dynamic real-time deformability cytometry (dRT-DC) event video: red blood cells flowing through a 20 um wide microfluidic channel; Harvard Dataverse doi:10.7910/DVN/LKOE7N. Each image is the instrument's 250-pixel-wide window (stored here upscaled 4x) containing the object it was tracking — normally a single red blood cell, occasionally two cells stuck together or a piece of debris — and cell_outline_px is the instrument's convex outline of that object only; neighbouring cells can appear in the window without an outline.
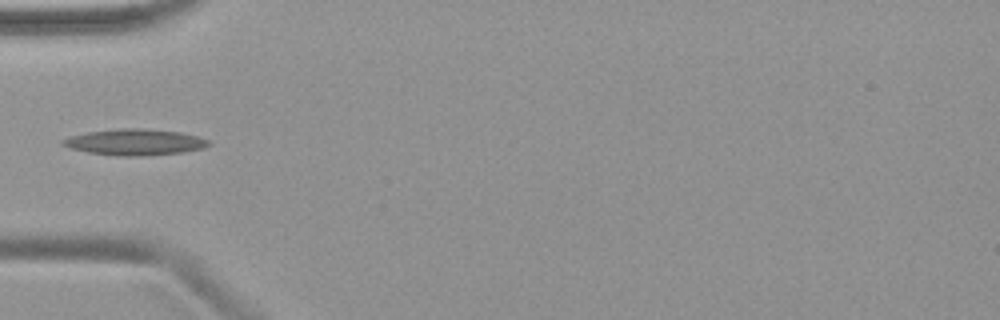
{"species": "common noctule bat (a hibernating species)", "species_latin": "Nyctalus noctula", "temperature_condition": "warm", "stored_images_in_passage": 20, "camera_frame_rate_fps": 3000, "um_per_image_px": 0.085, "animal": {"sex": "female", "body_mass_g": 19.9}, "frame": {"image": 1, "passage_image": 1, "time_ms": 0.0, "image_size_px": [1000, 320], "cell_outline_px": [[212, 144], [204, 148], [180, 152], [144, 156], [116, 156], [88, 152], [72, 148], [60, 144], [60, 140], [72, 136], [88, 132], [120, 128], [140, 128], [180, 132], [196, 136], [208, 140]], "centroid_in_image_um": [11.46, 12.08], "position_along_channel_um": 73.5, "area_um2": 22.08}}
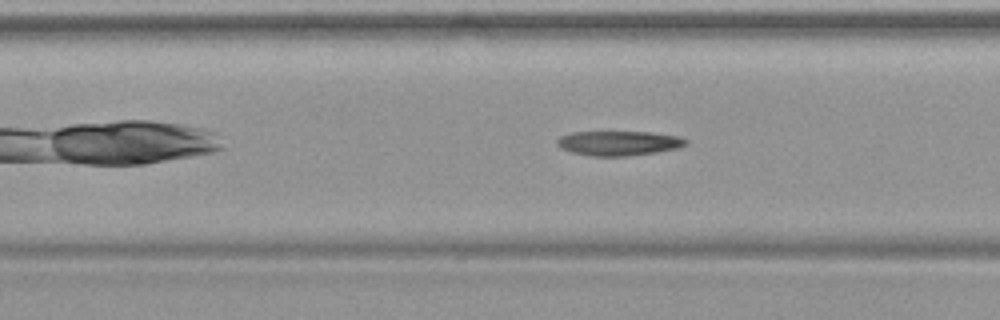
{"frame": {"image": 2, "passage_image": 7, "time_ms": 2.0, "image_size_px": [1000, 320], "cell_outline_px": [[688, 144], [680, 148], [656, 152], [628, 156], [592, 156], [572, 152], [560, 148], [556, 144], [556, 140], [560, 136], [572, 132], [648, 132], [680, 136], [688, 140]], "centroid_in_image_um": [52.61, 12.17], "position_along_channel_um": 154.8, "area_um2": 18.61}}
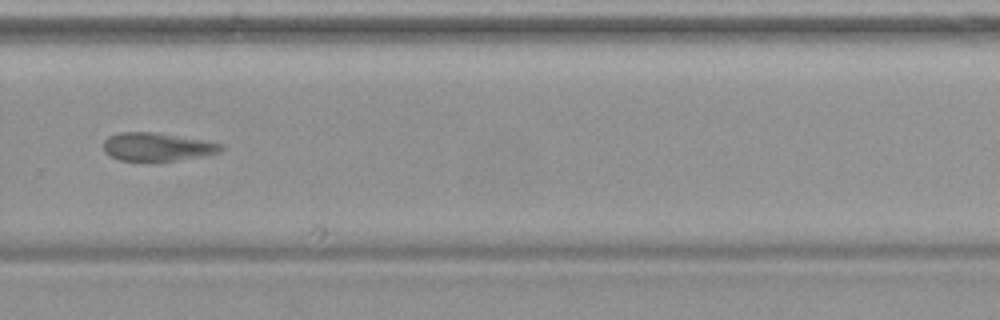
{"frame": {"image": 3, "passage_image": 19, "time_ms": 6.0, "image_size_px": [1000, 320], "cell_outline_px": [[228, 148], [220, 152], [200, 156], [176, 160], [144, 164], [120, 160], [108, 156], [104, 152], [104, 140], [108, 136], [120, 132], [156, 132], [224, 144]], "centroid_in_image_um": [13.32, 12.52], "position_along_channel_um": 316.5, "area_um2": 20.06}}